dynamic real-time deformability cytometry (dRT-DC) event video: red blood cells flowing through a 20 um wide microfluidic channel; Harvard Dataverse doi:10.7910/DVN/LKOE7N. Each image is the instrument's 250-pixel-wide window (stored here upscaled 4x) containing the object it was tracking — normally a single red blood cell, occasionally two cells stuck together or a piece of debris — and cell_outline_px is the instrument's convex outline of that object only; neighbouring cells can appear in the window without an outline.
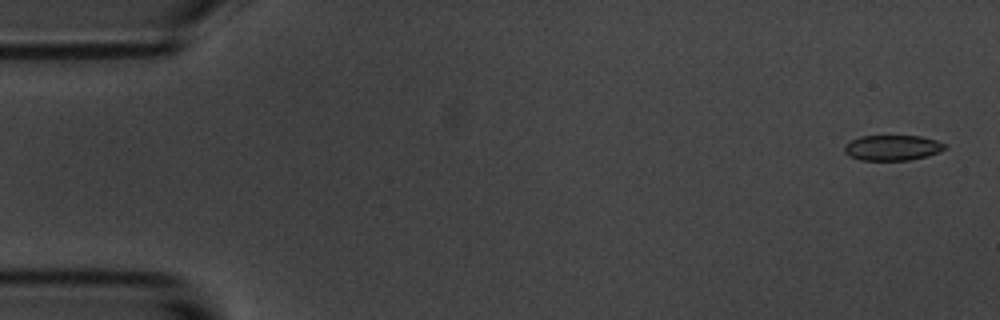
{"species": "common noctule bat (a hibernating species)", "species_latin": "Nyctalus noctula", "temperature_condition": "room temperature", "stored_images_in_passage": 5, "camera_frame_rate_fps": 3000, "um_per_image_px": 0.085, "animal": {"sex": "male", "body_mass_g": 20.1, "forearm_length_mm": 53.5}, "frame": {"image": 1, "passage_image": 1, "time_ms": 0.0, "image_size_px": [1000, 320], "cell_outline_px": [[948, 148], [924, 156], [908, 160], [860, 160], [844, 152], [844, 144], [860, 136], [924, 136], [948, 144]], "centroid_in_image_um": [75.87, 12.54], "position_along_channel_um": 9.1, "area_um2": 14.8}}
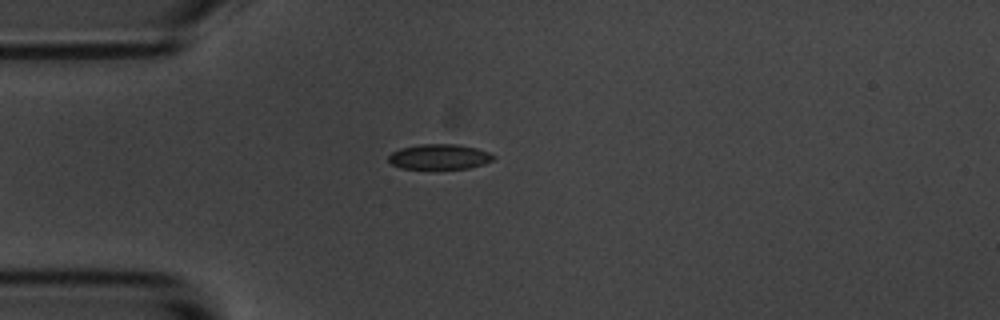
{"frame": {"image": 2, "passage_image": 5, "time_ms": 4.333, "image_size_px": [1000, 320], "cell_outline_px": [[496, 156], [492, 160], [484, 164], [468, 168], [400, 168], [392, 164], [388, 160], [388, 156], [392, 152], [400, 148], [420, 144], [460, 144], [476, 148], [488, 152]], "centroid_in_image_um": [37.34, 13.31], "position_along_channel_um": 47.7, "area_um2": 15.32}}